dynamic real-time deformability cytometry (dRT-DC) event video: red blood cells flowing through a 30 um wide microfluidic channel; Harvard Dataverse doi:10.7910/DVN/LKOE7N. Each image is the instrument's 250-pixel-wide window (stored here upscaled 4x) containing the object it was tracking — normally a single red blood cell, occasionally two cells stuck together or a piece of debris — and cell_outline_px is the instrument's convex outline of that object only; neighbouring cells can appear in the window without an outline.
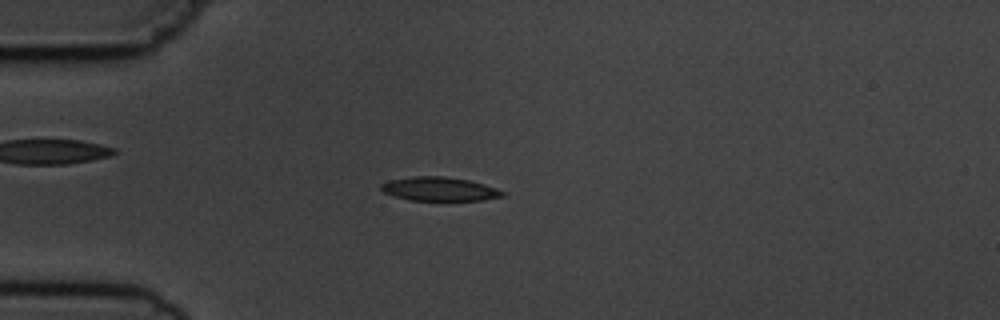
{"species": "common noctule bat (a hibernating species)", "species_latin": "Nyctalus noctula", "temperature_condition": "cold", "stored_images_in_passage": 8, "camera_frame_rate_fps": 3000, "um_per_image_px": 0.085, "animal": {"sex": "male", "body_mass_g": 19.5, "forearm_length_mm": 54.6}, "frame": {"image": 1, "passage_image": 5, "time_ms": 4.667, "image_size_px": [1000, 320], "cell_outline_px": [[508, 192], [504, 196], [480, 200], [412, 200], [396, 196], [384, 192], [380, 188], [380, 184], [388, 180], [412, 176], [444, 176], [468, 180], [484, 184]], "centroid_in_image_um": [37.36, 16.05], "position_along_channel_um": 47.6, "area_um2": 16.82}}
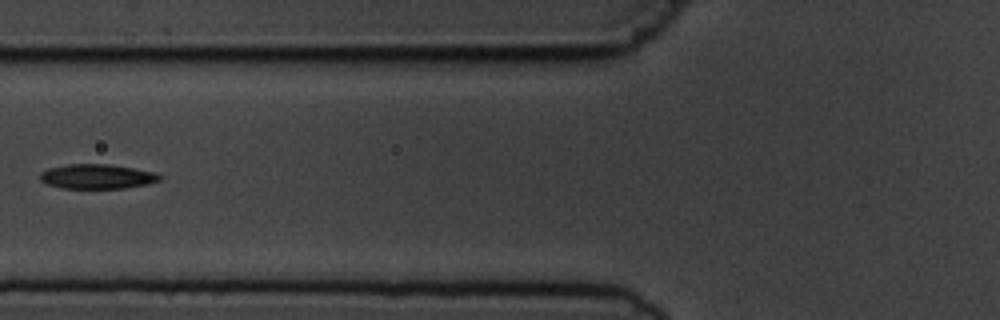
{"frame": {"image": 2, "passage_image": 7, "time_ms": 7.0, "image_size_px": [1000, 320], "cell_outline_px": [[164, 176], [160, 180], [148, 184], [124, 188], [60, 188], [48, 184], [40, 180], [40, 172], [48, 168], [68, 164], [108, 164], [156, 172]], "centroid_in_image_um": [8.27, 15.0], "position_along_channel_um": 117.5, "area_um2": 17.22}}
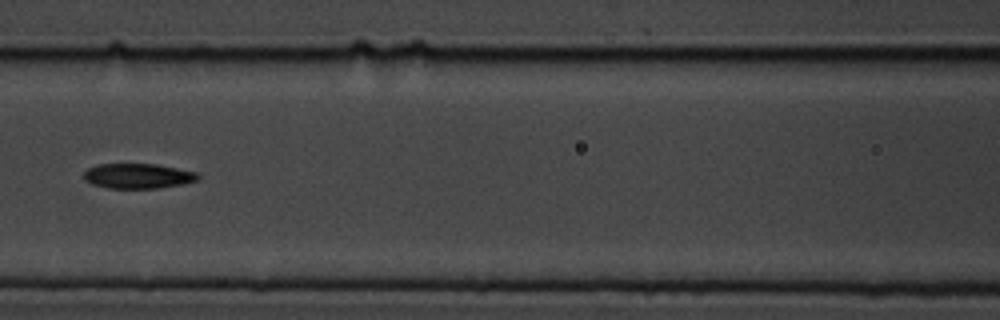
{"frame": {"image": 3, "passage_image": 8, "time_ms": 8.0, "image_size_px": [1000, 320], "cell_outline_px": [[200, 176], [196, 180], [180, 184], [160, 188], [108, 188], [92, 184], [84, 180], [84, 172], [88, 168], [96, 164], [156, 164], [200, 172]], "centroid_in_image_um": [11.72, 14.95], "position_along_channel_um": 154.9, "area_um2": 16.7}}